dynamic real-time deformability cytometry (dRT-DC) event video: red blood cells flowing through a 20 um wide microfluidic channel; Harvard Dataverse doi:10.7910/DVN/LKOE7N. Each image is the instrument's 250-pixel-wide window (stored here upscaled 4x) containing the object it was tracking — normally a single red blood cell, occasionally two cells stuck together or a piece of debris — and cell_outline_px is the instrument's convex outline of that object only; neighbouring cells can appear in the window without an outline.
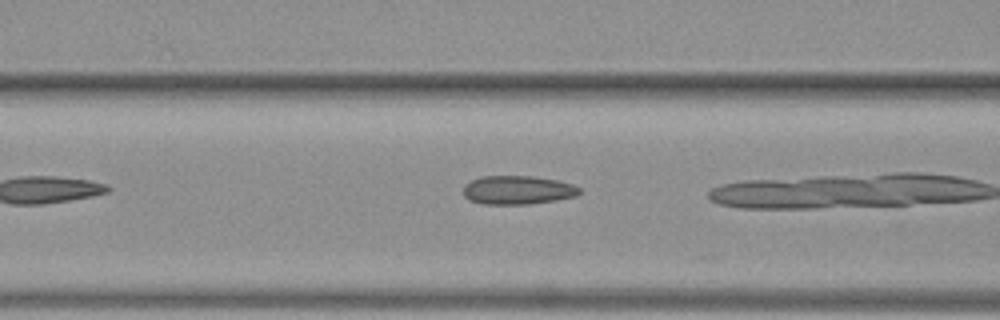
{"species": "common noctule bat (a hibernating species)", "species_latin": "Nyctalus noctula", "temperature_condition": "warm", "stored_images_in_passage": 11, "camera_frame_rate_fps": 3000, "um_per_image_px": 0.085, "animal": {"sex": "female", "body_mass_g": 19.3, "forearm_length_mm": 54.1}, "frame": {"image": 1, "passage_image": 4, "time_ms": 1.0, "image_size_px": [1000, 320], "cell_outline_px": [[580, 192], [576, 196], [556, 200], [528, 204], [484, 204], [468, 200], [464, 196], [464, 184], [472, 180], [484, 176], [532, 176], [556, 180], [572, 184], [580, 188]], "centroid_in_image_um": [43.99, 16.15], "position_along_channel_um": 122.6, "area_um2": 19.36}}